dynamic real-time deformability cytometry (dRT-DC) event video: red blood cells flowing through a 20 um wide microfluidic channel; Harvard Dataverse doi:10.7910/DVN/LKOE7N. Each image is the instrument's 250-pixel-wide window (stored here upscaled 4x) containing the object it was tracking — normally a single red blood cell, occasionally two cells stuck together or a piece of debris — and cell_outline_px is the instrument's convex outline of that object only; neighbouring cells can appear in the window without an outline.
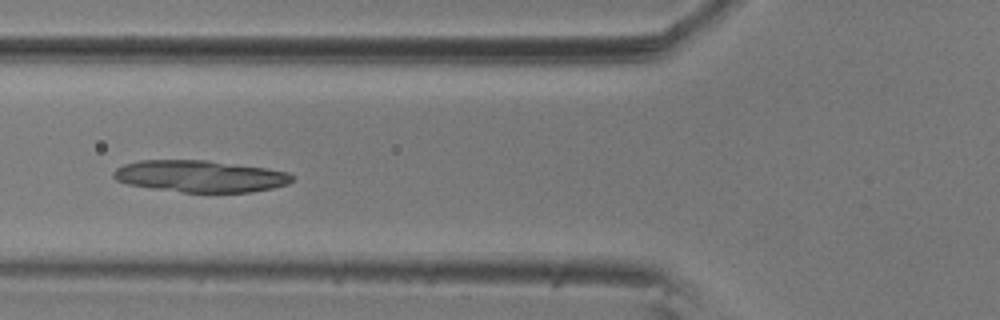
{"species": "common noctule bat (a hibernating species)", "species_latin": "Nyctalus noctula", "temperature_condition": "room temperature", "stored_images_in_passage": 8, "camera_frame_rate_fps": 3000, "um_per_image_px": 0.085, "animal": {"sex": "male", "body_mass_g": 20.5, "forearm_length_mm": 52.5}, "frame": {"image": 1, "passage_image": 6, "time_ms": 1.667, "image_size_px": [1000, 320], "cell_outline_px": [[292, 180], [288, 184], [272, 188], [252, 192], [184, 192], [152, 188], [128, 184], [116, 180], [112, 176], [112, 172], [116, 168], [124, 164], [140, 160], [208, 160], [264, 168], [288, 172], [292, 176]], "centroid_in_image_um": [16.98, 14.97], "position_along_channel_um": 108.8, "area_um2": 32.95}}
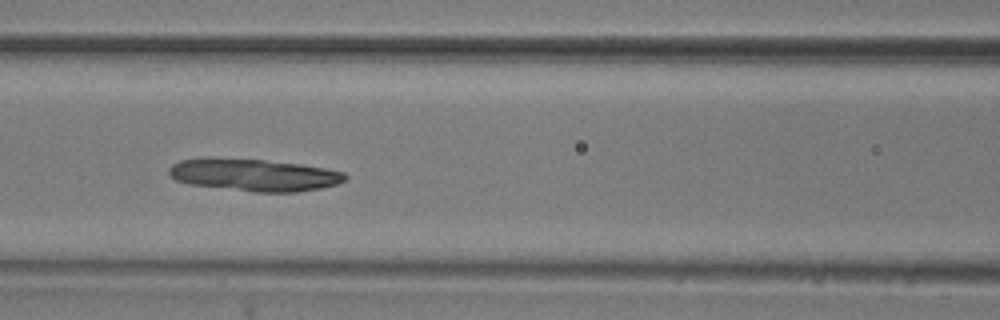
{"frame": {"image": 2, "passage_image": 7, "time_ms": 2.0, "image_size_px": [1000, 320], "cell_outline_px": [[348, 176], [344, 180], [336, 184], [320, 188], [296, 192], [256, 192], [188, 184], [176, 180], [168, 176], [168, 168], [172, 164], [180, 160], [204, 156], [208, 156], [264, 160], [300, 164], [324, 168], [344, 172]], "centroid_in_image_um": [21.5, 14.85], "position_along_channel_um": 145.1, "area_um2": 33.52}}
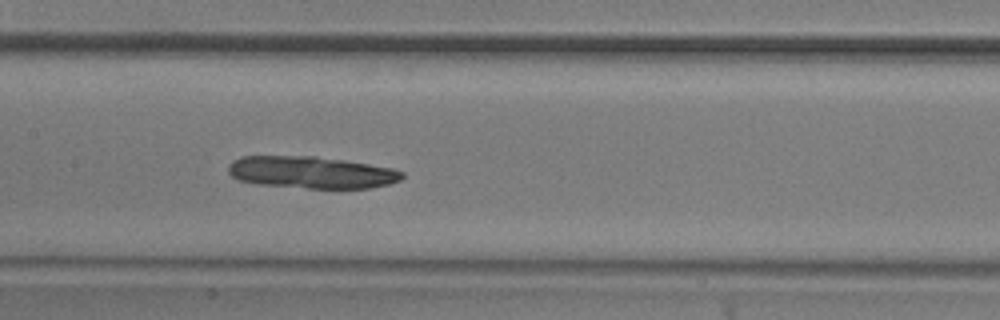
{"frame": {"image": 3, "passage_image": 8, "time_ms": 2.333, "image_size_px": [1000, 320], "cell_outline_px": [[404, 176], [400, 180], [388, 184], [372, 188], [308, 188], [260, 184], [240, 180], [232, 176], [228, 172], [228, 164], [232, 160], [240, 156], [316, 156], [344, 160], [392, 168], [404, 172]], "centroid_in_image_um": [26.46, 14.64], "position_along_channel_um": 180.9, "area_um2": 32.43}}